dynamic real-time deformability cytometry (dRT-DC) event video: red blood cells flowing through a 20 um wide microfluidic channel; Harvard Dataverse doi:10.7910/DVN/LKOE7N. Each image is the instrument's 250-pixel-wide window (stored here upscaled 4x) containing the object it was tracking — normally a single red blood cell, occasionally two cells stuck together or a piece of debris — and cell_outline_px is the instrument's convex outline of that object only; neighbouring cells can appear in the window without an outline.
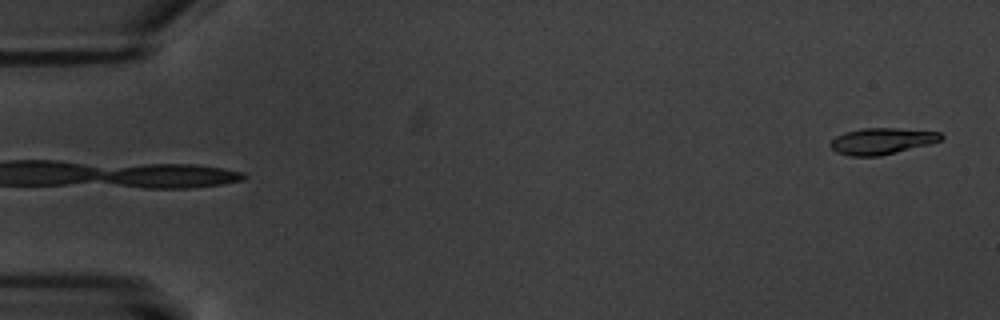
{"species": "common noctule bat (a hibernating species)", "species_latin": "Nyctalus noctula", "temperature_condition": "warm", "stored_images_in_passage": 5, "segment_of_instrument_passage": [2, 2], "camera_frame_rate_fps": 3000, "um_per_image_px": 0.085, "animal": {"sex": "male", "body_mass_g": 20.1, "forearm_length_mm": 53.5}, "frame": {"image": 1, "passage_image": 5, "time_ms": 4.667, "image_size_px": [1000, 320], "cell_outline_px": [[944, 136], [940, 140], [928, 144], [880, 156], [852, 156], [836, 152], [828, 144], [836, 136], [844, 132], [864, 128], [896, 128], [940, 132]], "centroid_in_image_um": [74.92, 11.99], "position_along_channel_um": 10.1, "area_um2": 16.82}}